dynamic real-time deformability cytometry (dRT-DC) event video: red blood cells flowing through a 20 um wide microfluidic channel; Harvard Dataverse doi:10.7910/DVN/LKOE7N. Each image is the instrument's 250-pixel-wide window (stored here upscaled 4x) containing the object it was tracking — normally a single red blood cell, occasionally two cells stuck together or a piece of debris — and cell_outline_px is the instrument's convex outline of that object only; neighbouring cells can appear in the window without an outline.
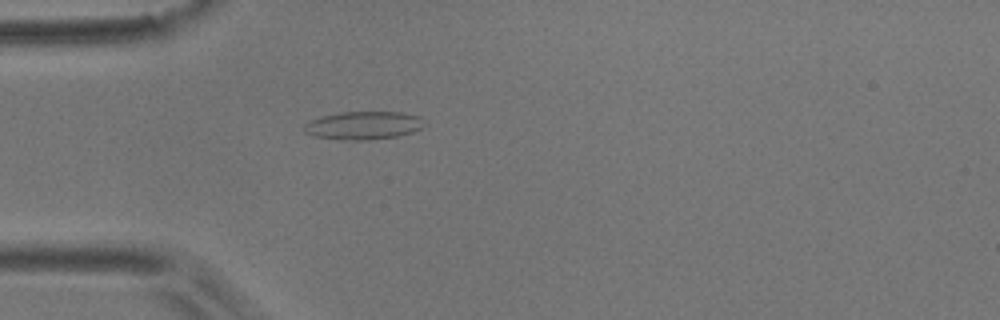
{"species": "common noctule bat (a hibernating species)", "species_latin": "Nyctalus noctula", "temperature_condition": "room temperature", "stored_images_in_passage": 42, "camera_frame_rate_fps": 3000, "um_per_image_px": 0.085, "animal": {"sex": "male", "body_mass_g": 17.9}, "frame": {"image": 1, "passage_image": 3, "time_ms": 0.667, "image_size_px": [1000, 320], "cell_outline_px": [[428, 124], [412, 132], [396, 136], [368, 140], [340, 140], [316, 136], [304, 132], [304, 124], [308, 120], [320, 116], [340, 112], [400, 112], [420, 116]], "centroid_in_image_um": [30.89, 10.65], "position_along_channel_um": 54.1, "area_um2": 19.88}}
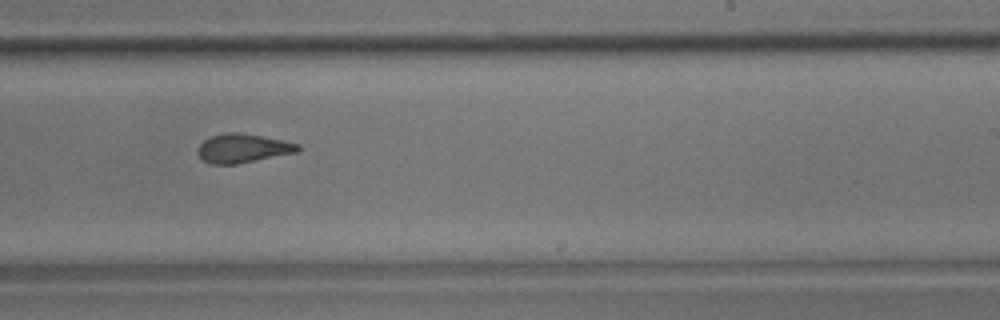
{"frame": {"image": 2, "passage_image": 21, "time_ms": 6.667, "image_size_px": [1000, 320], "cell_outline_px": [[300, 152], [236, 164], [212, 164], [204, 160], [196, 152], [196, 148], [204, 140], [212, 136], [224, 132], [236, 132], [260, 136], [300, 144]], "centroid_in_image_um": [20.64, 12.61], "position_along_channel_um": 268.4, "area_um2": 16.82}}
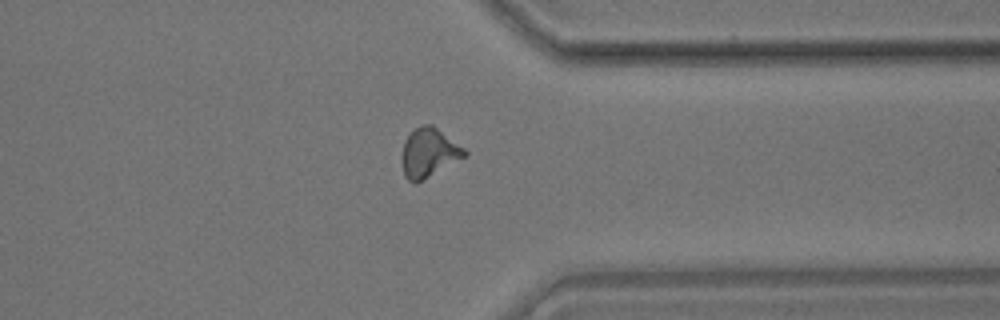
{"frame": {"image": 3, "passage_image": 30, "time_ms": 9.667, "image_size_px": [1000, 320], "cell_outline_px": [[468, 156], [416, 184], [408, 180], [404, 176], [400, 160], [400, 156], [404, 140], [420, 124], [432, 124], [464, 148], [468, 152]], "centroid_in_image_um": [36.44, 13.01], "position_along_channel_um": 375.0, "area_um2": 18.32}, "authors_computed_cell_mechanics": {"area_um2": 16.8198, "velocity_mm_per_s": 3.6822, "shape_relaxation_time_tau1_ms": 6.777, "shape_relaxation_time_tau2_ms": 2.5352, "deformation_change_tau1": 0.1687, "deformation_change_tau2": 0.1008}}